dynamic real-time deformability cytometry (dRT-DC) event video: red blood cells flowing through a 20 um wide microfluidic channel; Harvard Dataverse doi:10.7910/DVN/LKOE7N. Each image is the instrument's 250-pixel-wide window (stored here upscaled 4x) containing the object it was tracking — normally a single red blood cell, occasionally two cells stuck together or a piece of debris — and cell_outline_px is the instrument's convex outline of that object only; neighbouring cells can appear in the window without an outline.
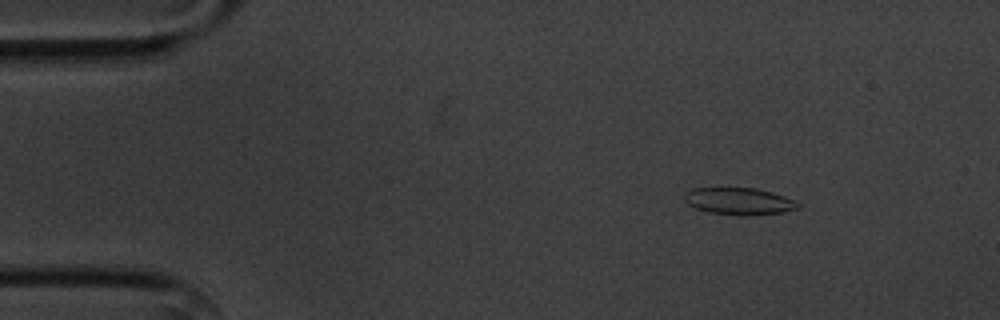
{"species": "common noctule bat (a hibernating species)", "species_latin": "Nyctalus noctula", "temperature_condition": "cold", "stored_images_in_passage": 5, "camera_frame_rate_fps": 3000, "um_per_image_px": 0.085, "animal": {"sex": "male", "body_mass_g": 20.1, "forearm_length_mm": 53.5}, "frame": {"image": 1, "passage_image": 3, "time_ms": 2.0, "image_size_px": [1000, 320], "cell_outline_px": [[800, 208], [784, 212], [752, 216], [740, 216], [708, 212], [696, 208], [688, 204], [684, 200], [684, 192], [692, 188], [756, 188], [772, 192], [784, 196], [800, 204]], "centroid_in_image_um": [62.81, 17.11], "position_along_channel_um": 22.2, "area_um2": 18.09}}